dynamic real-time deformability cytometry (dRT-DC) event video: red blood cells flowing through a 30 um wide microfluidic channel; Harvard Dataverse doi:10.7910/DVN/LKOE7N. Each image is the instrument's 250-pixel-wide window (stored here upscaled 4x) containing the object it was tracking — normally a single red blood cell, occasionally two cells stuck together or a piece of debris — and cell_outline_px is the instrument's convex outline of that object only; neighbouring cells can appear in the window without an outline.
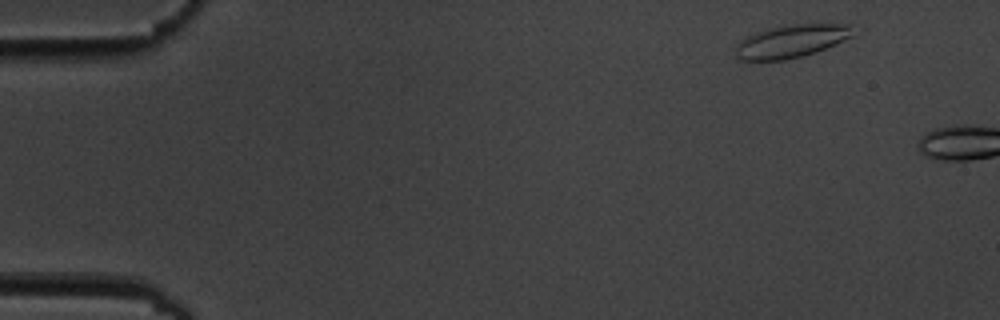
{"species": "common noctule bat (a hibernating species)", "species_latin": "Nyctalus noctula", "temperature_condition": "cold", "stored_images_in_passage": 2, "camera_frame_rate_fps": 3000, "um_per_image_px": 0.085, "animal": {"sex": "male", "body_mass_g": 19.5, "forearm_length_mm": 54.6}, "frame": {"image": 1, "passage_image": 1, "time_ms": 0.0, "image_size_px": [1000, 320], "cell_outline_px": [[852, 36], [836, 44], [816, 52], [784, 60], [740, 60], [736, 56], [736, 48], [740, 40], [756, 32], [784, 24], [852, 24]], "centroid_in_image_um": [67.26, 3.49], "position_along_channel_um": 17.7, "area_um2": 22.37}}